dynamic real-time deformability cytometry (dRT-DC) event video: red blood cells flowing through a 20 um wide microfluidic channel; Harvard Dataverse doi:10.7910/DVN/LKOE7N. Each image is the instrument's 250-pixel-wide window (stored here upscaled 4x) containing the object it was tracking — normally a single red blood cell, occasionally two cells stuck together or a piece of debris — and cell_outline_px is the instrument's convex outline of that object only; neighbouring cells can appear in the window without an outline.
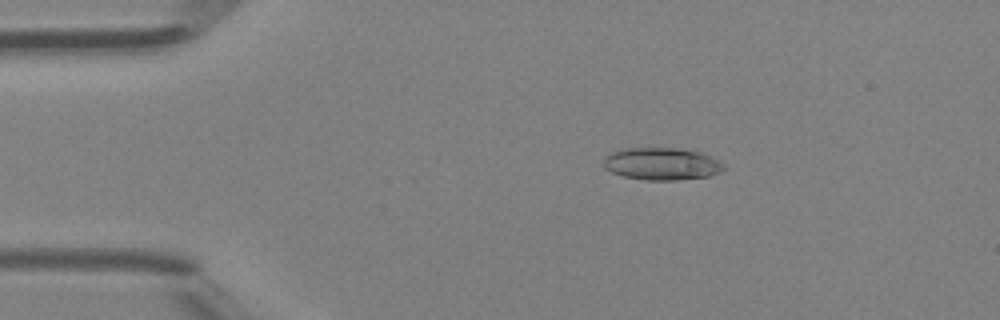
{"species": "Egyptian fruit bat (a non-hibernating species)", "species_latin": "Rousettus aegyptiacus", "temperature_condition": "room temperature", "stored_images_in_passage": 44, "camera_frame_rate_fps": 3000, "um_per_image_px": 0.085, "animal": {"sex": "female"}, "frame": {"image": 1, "passage_image": 8, "time_ms": 2.333, "image_size_px": [1000, 320], "cell_outline_px": [[724, 168], [720, 172], [708, 176], [676, 180], [644, 180], [624, 176], [612, 172], [604, 168], [604, 156], [612, 152], [624, 148], [680, 148], [700, 152], [724, 164]], "centroid_in_image_um": [56.21, 13.92], "position_along_channel_um": 28.8, "area_um2": 22.54}}
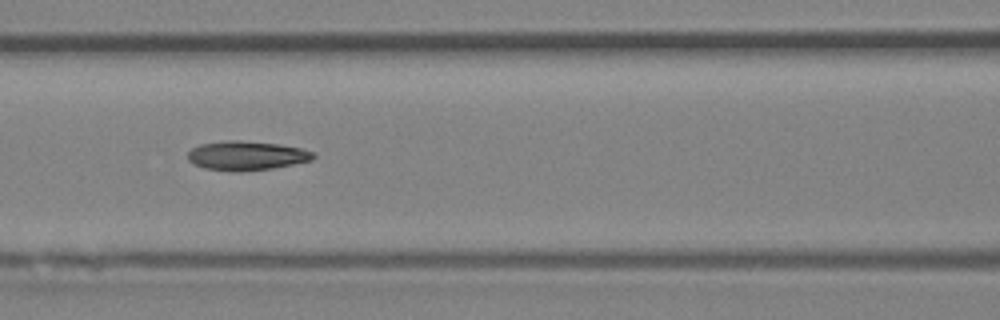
{"frame": {"image": 2, "passage_image": 20, "time_ms": 6.333, "image_size_px": [1000, 320], "cell_outline_px": [[316, 156], [312, 160], [272, 168], [240, 172], [236, 172], [204, 168], [192, 164], [188, 160], [188, 152], [192, 148], [200, 144], [224, 140], [240, 140], [276, 144], [300, 148], [316, 152]], "centroid_in_image_um": [20.93, 13.23], "position_along_channel_um": 145.7, "area_um2": 21.44}}
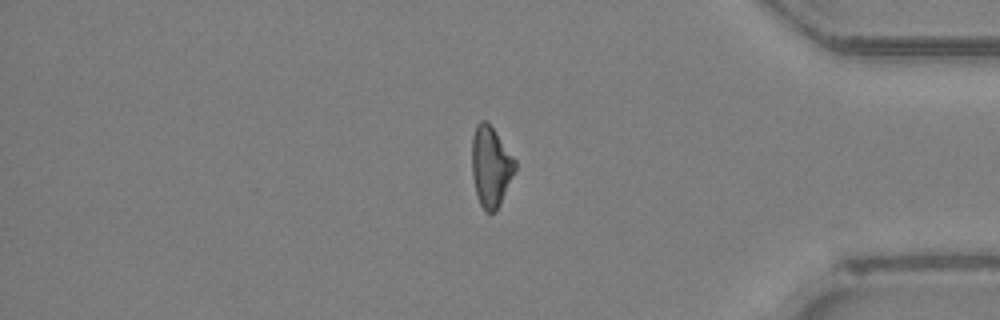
{"frame": {"image": 3, "passage_image": 39, "time_ms": 12.667, "image_size_px": [1000, 320], "cell_outline_px": [[516, 168], [500, 204], [496, 212], [484, 212], [476, 196], [472, 176], [472, 136], [476, 124], [480, 120], [484, 120], [492, 128], [516, 160]], "centroid_in_image_um": [41.69, 14.18], "position_along_channel_um": 393.5, "area_um2": 20.17}, "authors_computed_cell_mechanics": {"area_um2": 21.1837, "velocity_mm_per_s": 4.3462, "shape_relaxation_time_tau1_ms": null, "shape_relaxation_time_tau2_ms": 4.3056, "deformation_change_tau1": null, "deformation_change_tau2": 0.1208}}